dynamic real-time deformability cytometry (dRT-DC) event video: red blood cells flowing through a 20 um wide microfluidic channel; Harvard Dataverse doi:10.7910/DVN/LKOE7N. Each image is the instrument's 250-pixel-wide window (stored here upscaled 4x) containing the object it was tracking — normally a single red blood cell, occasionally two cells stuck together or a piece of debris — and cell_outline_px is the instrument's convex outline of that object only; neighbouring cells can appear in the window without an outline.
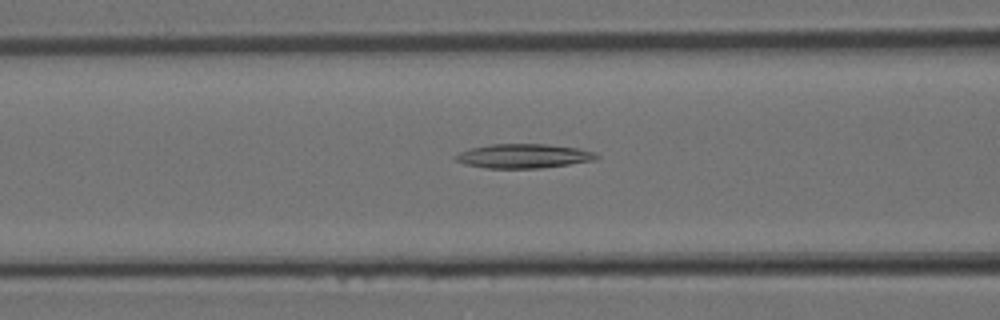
{"species": "Egyptian fruit bat (a non-hibernating species)", "species_latin": "Rousettus aegyptiacus", "temperature_condition": "room temperature", "stored_images_in_passage": 31, "camera_frame_rate_fps": 3000, "um_per_image_px": 0.085, "animal": {"sex": "female"}, "frame": {"image": 1, "passage_image": 12, "time_ms": 3.667, "image_size_px": [1000, 320], "cell_outline_px": [[600, 156], [596, 160], [540, 168], [484, 168], [464, 164], [456, 160], [452, 156], [460, 152], [472, 148], [488, 144], [548, 144], [580, 148], [596, 152]], "centroid_in_image_um": [44.52, 13.26], "position_along_channel_um": 122.1, "area_um2": 20.06}}
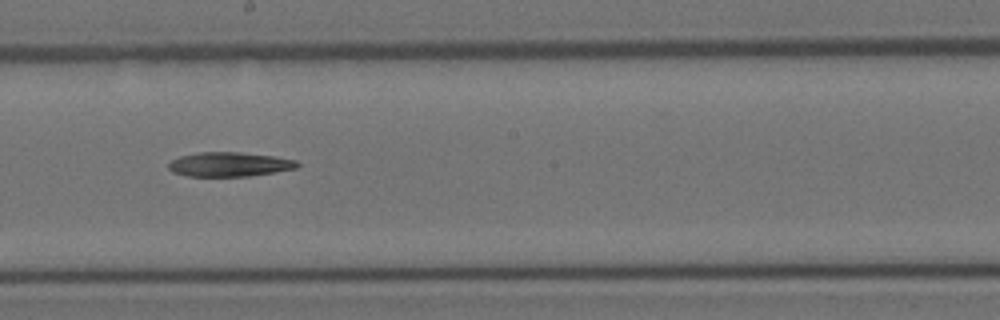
{"frame": {"image": 2, "passage_image": 17, "time_ms": 5.333, "image_size_px": [1000, 320], "cell_outline_px": [[300, 168], [248, 176], [188, 176], [172, 172], [168, 168], [168, 164], [172, 160], [180, 156], [196, 152], [240, 152], [276, 156], [296, 160], [300, 164]], "centroid_in_image_um": [19.53, 13.96], "position_along_channel_um": 228.7, "area_um2": 18.44}}
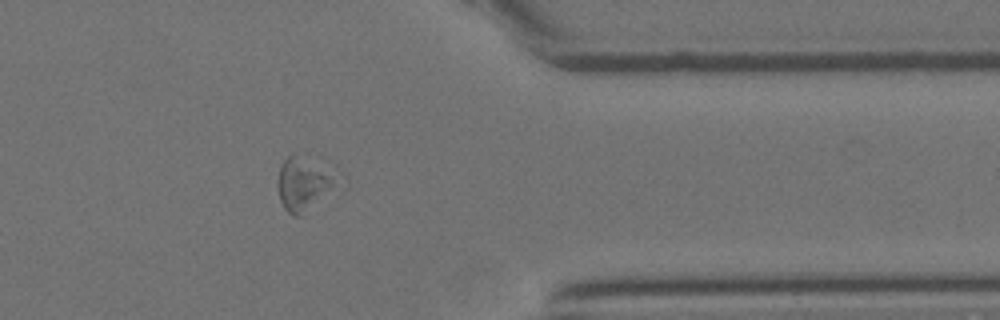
{"frame": {"image": 3, "passage_image": 25, "time_ms": 8.0, "image_size_px": [1000, 320], "cell_outline_px": [[348, 188], [300, 216], [292, 216], [284, 208], [280, 200], [276, 184], [276, 180], [280, 164], [288, 156], [292, 156], [336, 164], [344, 176], [348, 184]], "centroid_in_image_um": [26.15, 15.63], "position_along_channel_um": 385.2, "area_um2": 21.62}}